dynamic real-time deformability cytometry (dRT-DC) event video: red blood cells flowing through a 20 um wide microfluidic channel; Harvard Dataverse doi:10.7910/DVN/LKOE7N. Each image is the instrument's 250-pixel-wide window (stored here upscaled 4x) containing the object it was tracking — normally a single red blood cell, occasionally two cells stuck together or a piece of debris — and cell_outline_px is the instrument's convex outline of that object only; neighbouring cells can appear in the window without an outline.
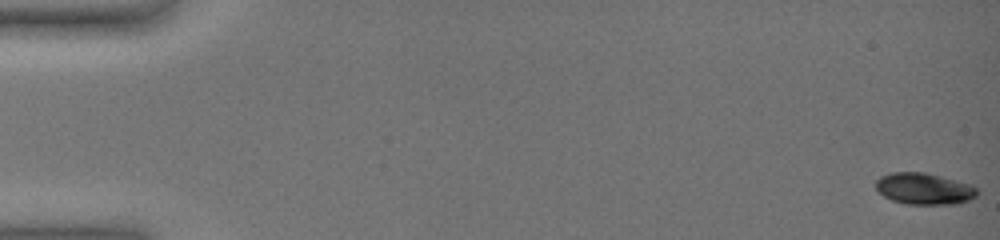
{"species": "common noctule bat (a hibernating species)", "species_latin": "Nyctalus noctula", "temperature_condition": "warm", "stored_images_in_passage": 56, "camera_frame_rate_fps": 3000, "um_per_image_px": 0.085, "animal": {"sex": "female", "body_mass_g": 19.0, "forearm_length_mm": 51.5}, "frame": {"image": 1, "passage_image": 1, "time_ms": 0.0, "image_size_px": [1000, 240], "cell_outline_px": [[980, 192], [976, 196], [960, 204], [908, 204], [892, 200], [884, 196], [876, 188], [876, 180], [880, 176], [892, 172], [924, 172], [972, 184]], "centroid_in_image_um": [78.58, 16.04], "position_along_channel_um": 6.4, "area_um2": 18.67}}
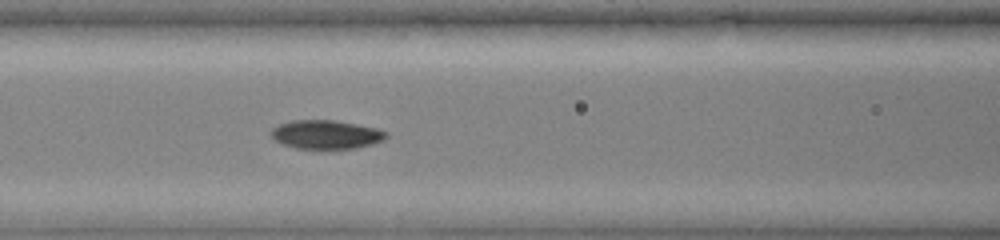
{"frame": {"image": 2, "passage_image": 27, "time_ms": 8.667, "image_size_px": [1000, 240], "cell_outline_px": [[388, 136], [384, 140], [372, 144], [356, 148], [296, 148], [280, 144], [272, 136], [272, 128], [280, 124], [292, 120], [332, 120], [376, 128], [388, 132]], "centroid_in_image_um": [27.73, 11.43], "position_along_channel_um": 138.9, "area_um2": 19.07}}
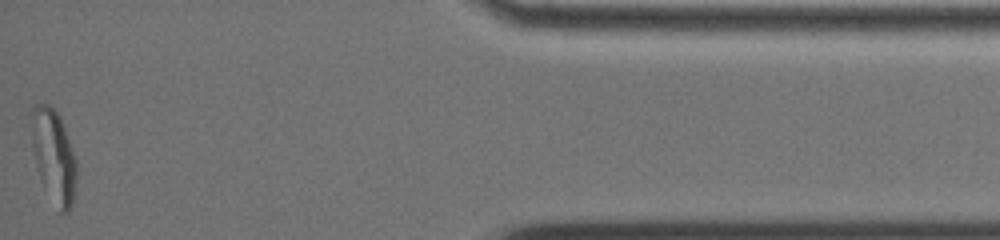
{"frame": {"image": 3, "passage_image": 56, "time_ms": 18.333, "image_size_px": [1000, 240], "cell_outline_px": [[76, 176], [72, 204], [68, 212], [60, 212], [40, 180], [36, 168], [32, 148], [32, 104], [48, 104], [60, 116], [76, 160]], "centroid_in_image_um": [4.55, 13.25], "position_along_channel_um": 430.7, "area_um2": 24.16}, "authors_computed_cell_mechanics": {"area_um2": 19.2763, "velocity_mm_per_s": 3.563, "shape_relaxation_time_tau1_ms": 5.2396, "shape_relaxation_time_tau2_ms": 3.7084, "deformation_change_tau1": 0.1934, "deformation_change_tau2": 0.0352}}